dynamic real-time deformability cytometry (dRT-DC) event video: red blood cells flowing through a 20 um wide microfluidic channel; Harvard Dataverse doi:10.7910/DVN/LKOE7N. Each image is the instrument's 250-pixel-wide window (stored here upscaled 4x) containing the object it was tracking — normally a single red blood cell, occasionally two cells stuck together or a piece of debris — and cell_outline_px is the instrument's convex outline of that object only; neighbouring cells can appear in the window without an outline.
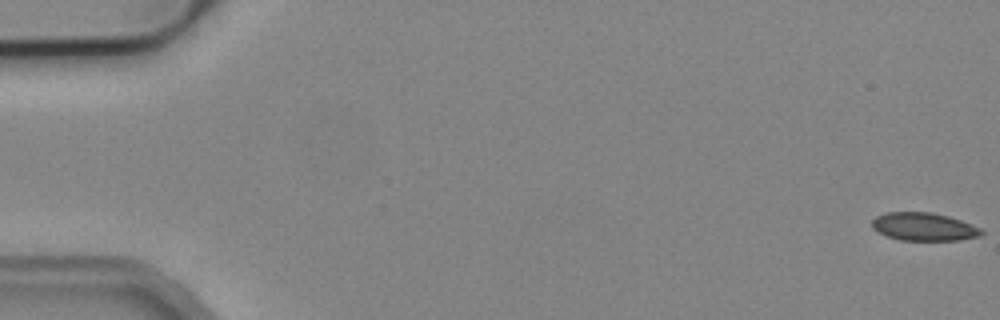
{"species": "common noctule bat (a hibernating species)", "species_latin": "Nyctalus noctula", "temperature_condition": "cold", "stored_images_in_passage": 3, "camera_frame_rate_fps": 3000, "um_per_image_px": 0.085, "animal": {"sex": "male", "body_mass_g": 19.2, "forearm_length_mm": 51.8}, "frame": {"image": 1, "passage_image": 3, "time_ms": 3.333, "image_size_px": [1000, 320], "cell_outline_px": [[984, 232], [980, 236], [960, 240], [900, 240], [888, 236], [872, 228], [872, 220], [876, 216], [888, 212], [932, 212], [948, 216], [960, 220], [980, 228]], "centroid_in_image_um": [78.53, 19.27], "position_along_channel_um": 6.5, "area_um2": 17.74}}